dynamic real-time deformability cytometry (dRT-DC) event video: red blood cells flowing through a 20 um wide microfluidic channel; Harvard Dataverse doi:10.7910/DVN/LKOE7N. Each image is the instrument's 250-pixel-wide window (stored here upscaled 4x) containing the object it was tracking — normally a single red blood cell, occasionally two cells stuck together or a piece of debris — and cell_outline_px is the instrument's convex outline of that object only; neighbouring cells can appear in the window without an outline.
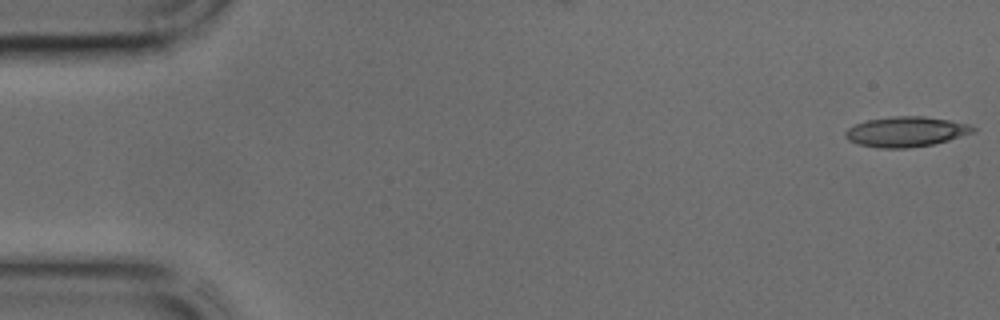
{"species": "common noctule bat (a hibernating species)", "species_latin": "Nyctalus noctula", "temperature_condition": "cold", "stored_images_in_passage": 43, "camera_frame_rate_fps": 3000, "um_per_image_px": 0.085, "animal": {"sex": "male", "body_mass_g": 17.9, "forearm_length_mm": 54.2}, "frame": {"image": 1, "passage_image": 1, "time_ms": 0.0, "image_size_px": [1000, 320], "cell_outline_px": [[976, 132], [948, 140], [932, 144], [908, 148], [880, 148], [860, 144], [848, 140], [844, 136], [844, 132], [848, 128], [856, 124], [868, 120], [892, 116], [924, 116], [948, 120], [968, 124], [976, 128]], "centroid_in_image_um": [77.01, 11.19], "position_along_channel_um": 8.0, "area_um2": 22.31}}
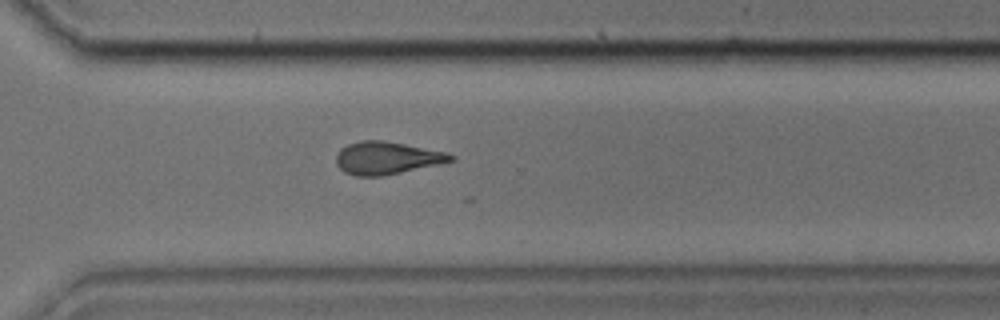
{"frame": {"image": 2, "passage_image": 31, "time_ms": 10.0, "image_size_px": [1000, 320], "cell_outline_px": [[456, 160], [440, 164], [380, 176], [356, 176], [344, 172], [336, 164], [336, 156], [340, 148], [348, 144], [360, 140], [380, 140], [404, 144], [444, 152], [456, 156]], "centroid_in_image_um": [32.85, 13.43], "position_along_channel_um": 337.7, "area_um2": 21.62}}
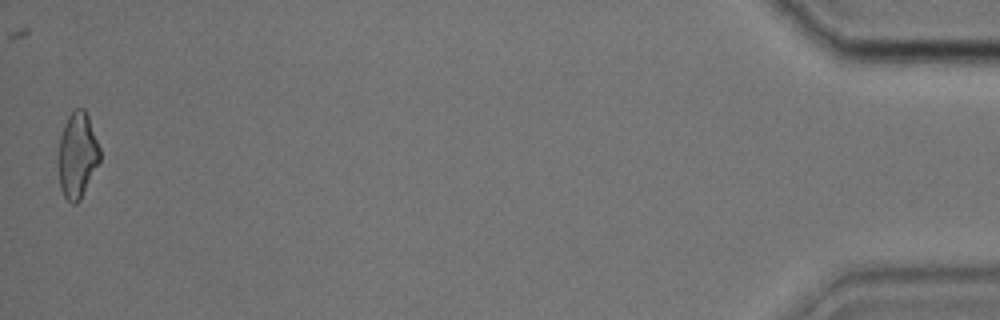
{"frame": {"image": 3, "passage_image": 43, "time_ms": 14.0, "image_size_px": [1000, 320], "cell_outline_px": [[100, 160], [80, 200], [76, 204], [72, 204], [64, 196], [60, 188], [60, 136], [64, 124], [68, 116], [76, 108], [84, 108], [88, 116], [100, 148]], "centroid_in_image_um": [6.59, 13.18], "position_along_channel_um": 428.6, "area_um2": 20.23}}